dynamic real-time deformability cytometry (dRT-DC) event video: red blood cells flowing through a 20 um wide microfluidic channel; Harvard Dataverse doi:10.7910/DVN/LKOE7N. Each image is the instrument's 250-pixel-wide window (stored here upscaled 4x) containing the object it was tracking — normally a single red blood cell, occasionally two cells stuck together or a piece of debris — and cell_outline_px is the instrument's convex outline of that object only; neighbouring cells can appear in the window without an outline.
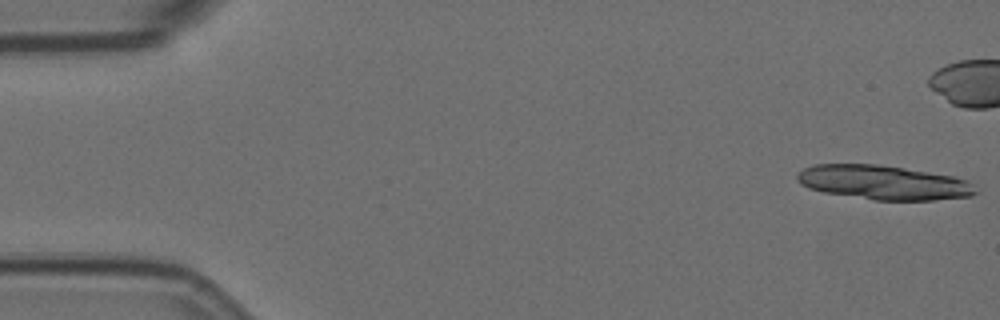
{"species": "Egyptian fruit bat (a non-hibernating species)", "species_latin": "Rousettus aegyptiacus", "temperature_condition": "room temperature", "stored_images_in_passage": 15, "camera_frame_rate_fps": 3000, "um_per_image_px": 0.085, "animal": {"sex": "female"}, "frame": {"image": 1, "passage_image": 1, "time_ms": 0.0, "image_size_px": [1000, 320], "cell_outline_px": [[976, 192], [972, 196], [936, 200], [872, 200], [824, 192], [808, 188], [800, 184], [796, 180], [796, 176], [804, 168], [816, 164], [876, 164], [904, 168], [952, 176], [968, 180], [972, 184]], "centroid_in_image_um": [75.07, 15.52], "position_along_channel_um": 9.9, "area_um2": 35.6}}